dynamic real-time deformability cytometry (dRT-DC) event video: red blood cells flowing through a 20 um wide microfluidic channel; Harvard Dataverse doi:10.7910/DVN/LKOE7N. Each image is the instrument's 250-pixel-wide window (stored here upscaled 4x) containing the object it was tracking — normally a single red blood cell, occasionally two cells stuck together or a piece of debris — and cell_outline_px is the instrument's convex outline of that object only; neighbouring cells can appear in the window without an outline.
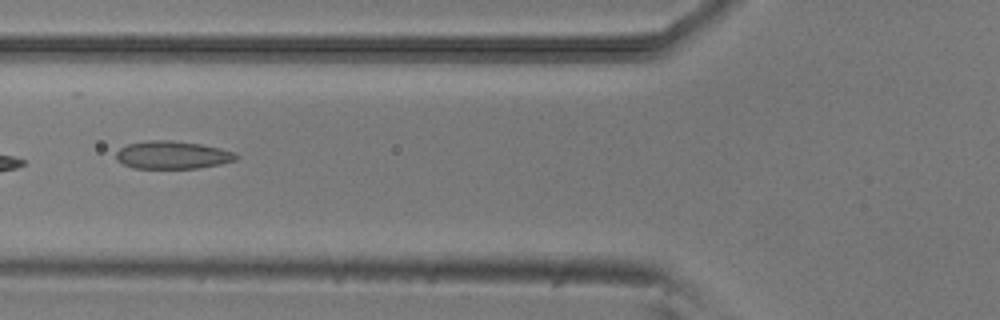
{"species": "common noctule bat (a hibernating species)", "species_latin": "Nyctalus noctula", "temperature_condition": "room temperature", "stored_images_in_passage": 36, "camera_frame_rate_fps": 3000, "um_per_image_px": 0.085, "animal": {"sex": "male", "body_mass_g": 20.5, "forearm_length_mm": 52.5}, "frame": {"image": 1, "passage_image": 4, "time_ms": 1.0, "image_size_px": [1000, 320], "cell_outline_px": [[240, 156], [236, 160], [220, 164], [196, 168], [132, 168], [116, 160], [116, 152], [120, 148], [128, 144], [148, 140], [172, 140], [200, 144], [220, 148], [236, 152]], "centroid_in_image_um": [14.67, 13.17], "position_along_channel_um": 111.1, "area_um2": 19.54}}
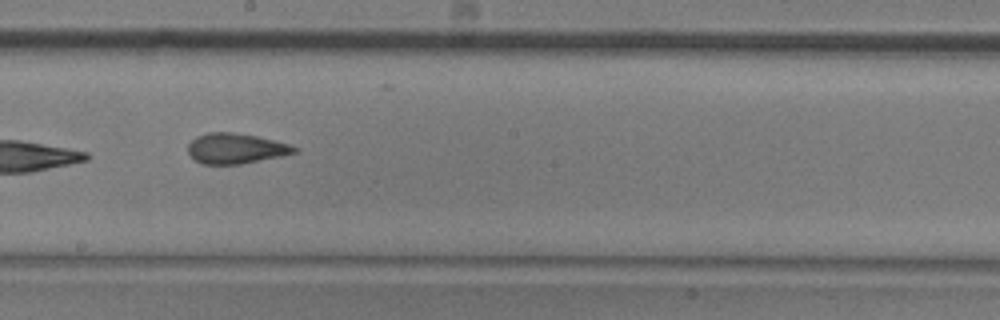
{"frame": {"image": 2, "passage_image": 13, "time_ms": 4.0, "image_size_px": [1000, 320], "cell_outline_px": [[300, 148], [296, 152], [280, 156], [240, 164], [200, 164], [188, 152], [188, 144], [196, 136], [208, 132], [232, 132], [256, 136], [288, 144]], "centroid_in_image_um": [20.01, 12.61], "position_along_channel_um": 228.2, "area_um2": 18.61}}
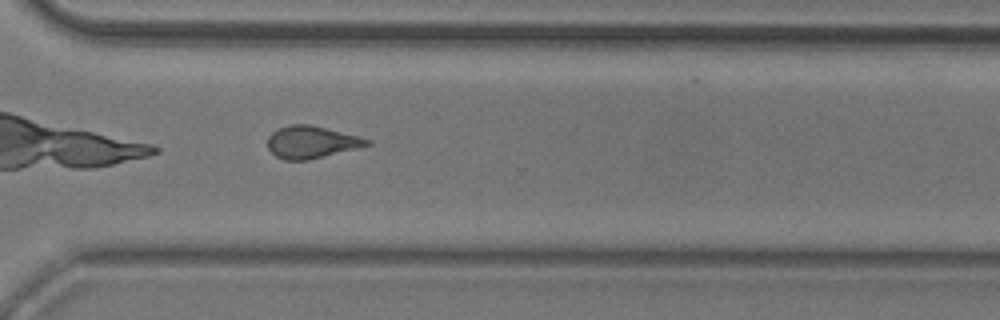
{"frame": {"image": 3, "passage_image": 22, "time_ms": 7.0, "image_size_px": [1000, 320], "cell_outline_px": [[372, 144], [360, 148], [308, 160], [284, 160], [276, 156], [268, 148], [268, 136], [272, 132], [288, 124], [312, 124], [360, 136], [372, 140]], "centroid_in_image_um": [26.52, 12.07], "position_along_channel_um": 344.1, "area_um2": 18.96}}